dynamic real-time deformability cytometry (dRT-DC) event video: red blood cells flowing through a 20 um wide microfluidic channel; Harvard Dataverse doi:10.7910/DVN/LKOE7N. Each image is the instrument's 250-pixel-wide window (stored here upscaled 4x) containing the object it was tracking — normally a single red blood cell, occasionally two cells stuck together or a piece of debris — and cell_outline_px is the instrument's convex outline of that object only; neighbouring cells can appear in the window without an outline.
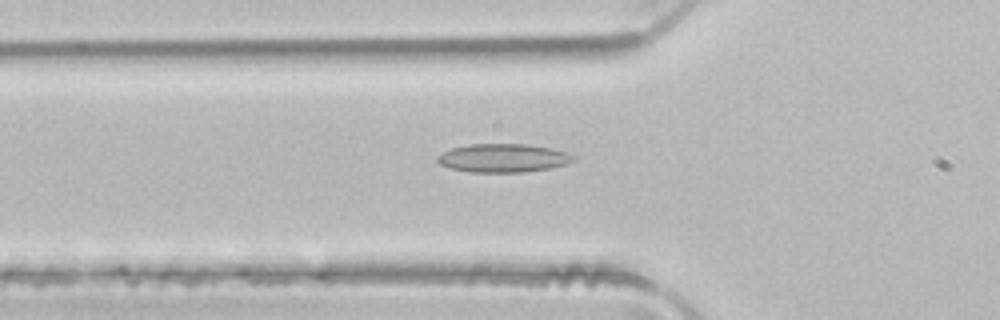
{"species": "common noctule bat (a hibernating species)", "species_latin": "Nyctalus noctula", "temperature_condition": "room temperature", "stored_images_in_passage": 51, "camera_frame_rate_fps": 3000, "um_per_image_px": 0.085, "animal": {"sex": "male", "body_mass_g": 21.5, "forearm_length_mm": 52.0}, "frame": {"image": 1, "passage_image": 17, "time_ms": 5.333, "image_size_px": [1000, 320], "cell_outline_px": [[576, 160], [568, 164], [552, 168], [524, 172], [472, 172], [452, 168], [440, 164], [436, 160], [436, 156], [452, 148], [468, 144], [528, 144], [552, 148], [568, 152], [576, 156]], "centroid_in_image_um": [42.84, 13.43], "position_along_channel_um": 83.0, "area_um2": 22.77}}
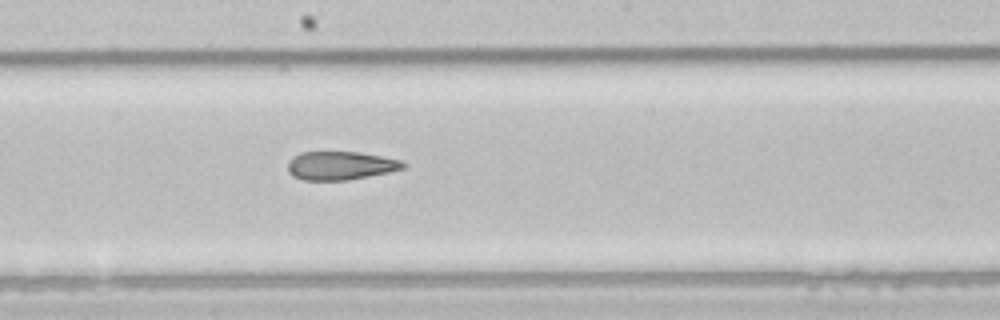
{"frame": {"image": 2, "passage_image": 27, "time_ms": 8.667, "image_size_px": [1000, 320], "cell_outline_px": [[408, 168], [348, 180], [304, 180], [292, 176], [288, 172], [288, 164], [300, 152], [360, 152], [400, 160], [408, 164]], "centroid_in_image_um": [28.99, 14.08], "position_along_channel_um": 219.2, "area_um2": 19.07}}
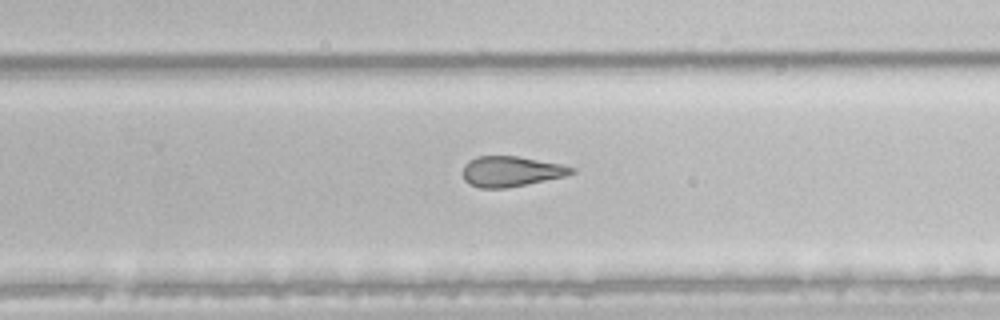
{"frame": {"image": 3, "passage_image": 32, "time_ms": 10.333, "image_size_px": [1000, 320], "cell_outline_px": [[576, 172], [564, 176], [504, 188], [480, 188], [468, 184], [464, 180], [464, 164], [468, 160], [476, 156], [516, 156], [560, 164], [576, 168]], "centroid_in_image_um": [43.4, 14.56], "position_along_channel_um": 286.4, "area_um2": 19.02}, "authors_computed_cell_mechanics": {"area_um2": 22.4842, "velocity_mm_per_s": 4.0542, "shape_relaxation_time_tau1_ms": null, "shape_relaxation_time_tau2_ms": 3.1506, "deformation_change_tau1": null, "deformation_change_tau2": 0.1311}}